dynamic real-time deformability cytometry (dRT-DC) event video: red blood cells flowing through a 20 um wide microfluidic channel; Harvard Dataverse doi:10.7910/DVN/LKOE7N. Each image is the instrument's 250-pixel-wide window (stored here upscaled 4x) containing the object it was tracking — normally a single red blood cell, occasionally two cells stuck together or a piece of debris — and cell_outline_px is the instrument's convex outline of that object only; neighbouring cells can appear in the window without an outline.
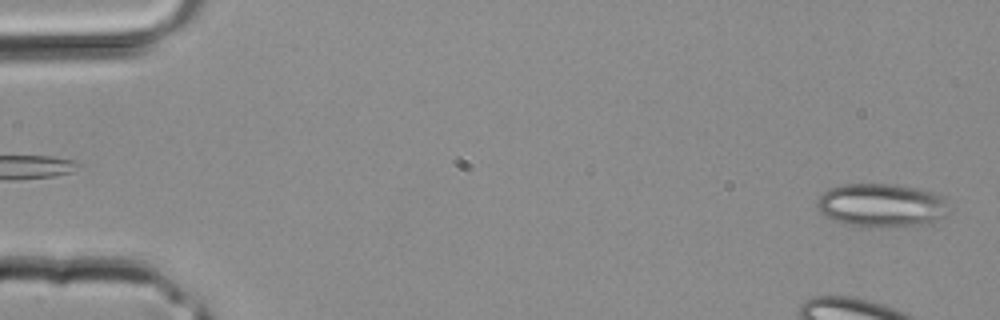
{"species": "common noctule bat (a hibernating species)", "species_latin": "Nyctalus noctula", "temperature_condition": "room temperature", "stored_images_in_passage": 3, "camera_frame_rate_fps": 3000, "um_per_image_px": 0.085, "animal": {"sex": "male", "body_mass_g": 20.4}, "frame": {"image": 1, "passage_image": 3, "time_ms": 0.667, "image_size_px": [1000, 320], "cell_outline_px": [[948, 216], [932, 224], [884, 228], [880, 228], [848, 224], [836, 220], [820, 212], [816, 208], [816, 200], [824, 192], [832, 188], [844, 184], [896, 184], [916, 188], [944, 196]], "centroid_in_image_um": [74.98, 17.47], "position_along_channel_um": 10.0, "area_um2": 33.7}}